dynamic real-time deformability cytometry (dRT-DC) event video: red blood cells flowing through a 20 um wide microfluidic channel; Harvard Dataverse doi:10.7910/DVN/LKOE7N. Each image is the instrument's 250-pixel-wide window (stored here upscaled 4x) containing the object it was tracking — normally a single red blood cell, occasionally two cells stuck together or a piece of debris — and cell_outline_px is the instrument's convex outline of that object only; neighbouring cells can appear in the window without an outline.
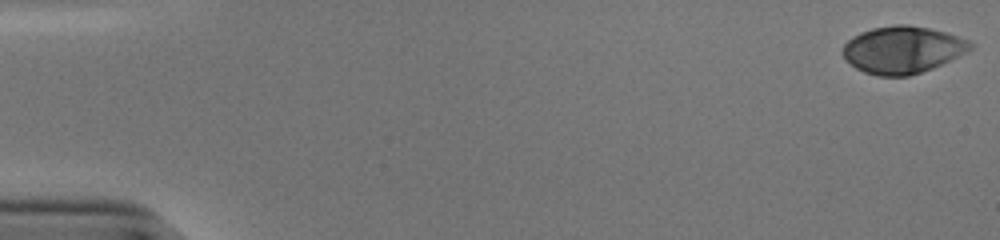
{"species": "human", "species_latin": "Homo sapiens", "temperature_condition": "cold", "stored_images_in_passage": 45, "camera_frame_rate_fps": 3000, "um_per_image_px": 0.085, "donor": {"sex": "male"}, "frame": {"image": 1, "passage_image": 1, "time_ms": 0.0, "image_size_px": [1000, 240], "cell_outline_px": [[972, 48], [932, 68], [908, 76], [880, 76], [864, 72], [856, 68], [840, 52], [844, 44], [852, 36], [860, 32], [872, 28], [896, 24], [908, 24], [928, 28], [944, 32], [968, 40], [972, 44]], "centroid_in_image_um": [76.65, 4.22], "position_along_channel_um": 8.3, "area_um2": 34.62}}
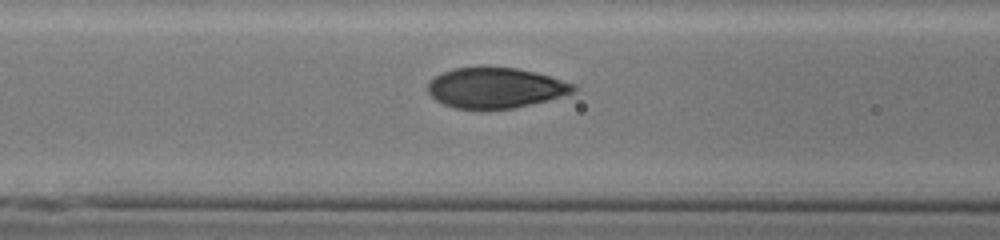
{"frame": {"image": 2, "passage_image": 23, "time_ms": 7.333, "image_size_px": [1000, 240], "cell_outline_px": [[576, 92], [512, 108], [456, 108], [444, 104], [436, 100], [428, 92], [428, 80], [452, 68], [516, 68], [536, 72], [576, 84]], "centroid_in_image_um": [42.11, 7.46], "position_along_channel_um": 124.5, "area_um2": 33.64}}
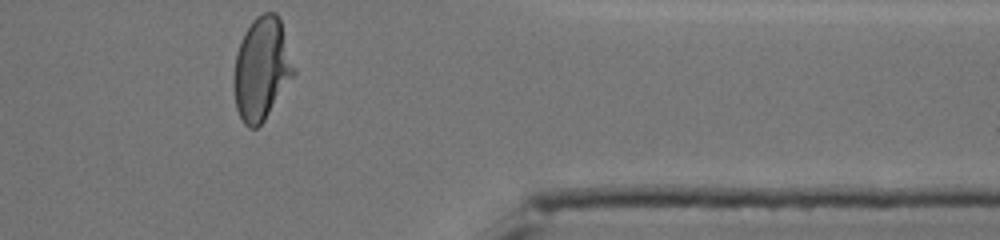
{"frame": {"image": 3, "passage_image": 45, "time_ms": 14.667, "image_size_px": [1000, 240], "cell_outline_px": [[296, 72], [264, 120], [256, 128], [248, 128], [244, 124], [236, 108], [232, 80], [236, 52], [240, 40], [244, 32], [252, 20], [256, 16], [264, 12], [276, 12], [280, 16], [296, 68]], "centroid_in_image_um": [22.24, 5.8], "position_along_channel_um": 389.2, "area_um2": 36.41}, "authors_computed_cell_mechanics": {"area_um2": 35.0846, "velocity_mm_per_s": 3.8193, "shape_relaxation_time_tau1_ms": 4.0902, "shape_relaxation_time_tau2_ms": null, "deformation_change_tau1": 0.1985, "deformation_change_tau2": null}}